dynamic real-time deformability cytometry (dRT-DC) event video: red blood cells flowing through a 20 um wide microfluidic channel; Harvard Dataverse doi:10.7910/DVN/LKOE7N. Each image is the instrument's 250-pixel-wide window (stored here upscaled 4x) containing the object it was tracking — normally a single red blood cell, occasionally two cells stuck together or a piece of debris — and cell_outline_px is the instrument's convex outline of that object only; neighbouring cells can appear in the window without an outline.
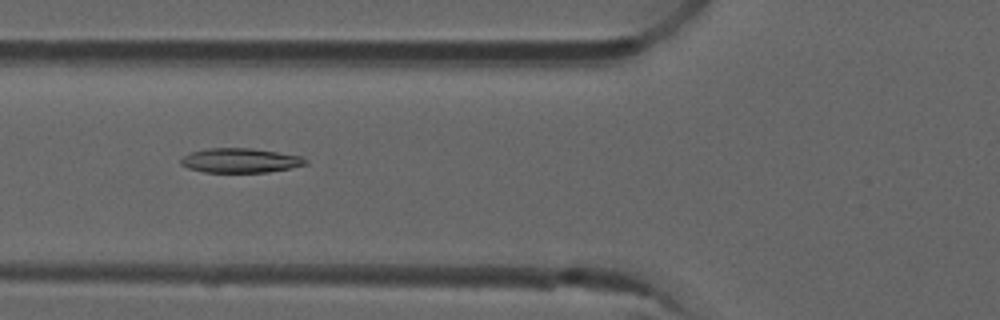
{"species": "common noctule bat (a hibernating species)", "species_latin": "Nyctalus noctula", "temperature_condition": "room temperature", "stored_images_in_passage": 50, "camera_frame_rate_fps": 3000, "um_per_image_px": 0.085, "animal": {"sex": "male", "forearm_length_mm": 52.5}, "frame": {"image": 1, "passage_image": 18, "time_ms": 5.667, "image_size_px": [1000, 320], "cell_outline_px": [[308, 164], [268, 172], [204, 172], [188, 168], [180, 164], [180, 160], [188, 152], [208, 148], [252, 148], [304, 156], [308, 160]], "centroid_in_image_um": [20.43, 13.63], "position_along_channel_um": 105.4, "area_um2": 17.92}}
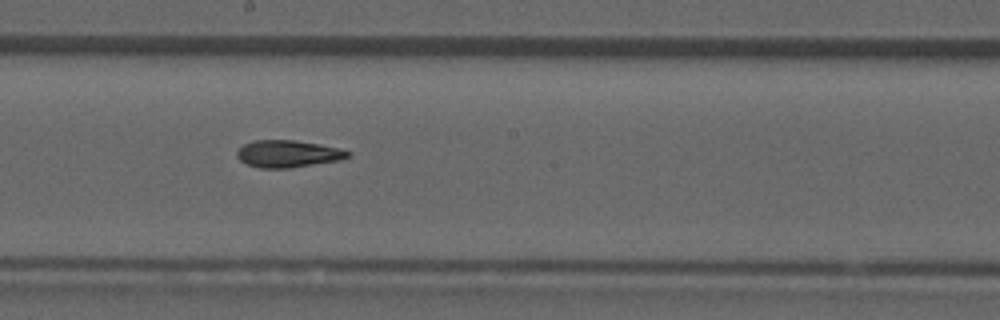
{"frame": {"image": 2, "passage_image": 27, "time_ms": 8.667, "image_size_px": [1000, 320], "cell_outline_px": [[352, 156], [340, 160], [288, 168], [260, 168], [244, 164], [236, 156], [236, 152], [244, 144], [252, 140], [292, 140], [320, 144], [340, 148], [352, 152]], "centroid_in_image_um": [24.48, 13.07], "position_along_channel_um": 223.7, "area_um2": 17.69}}
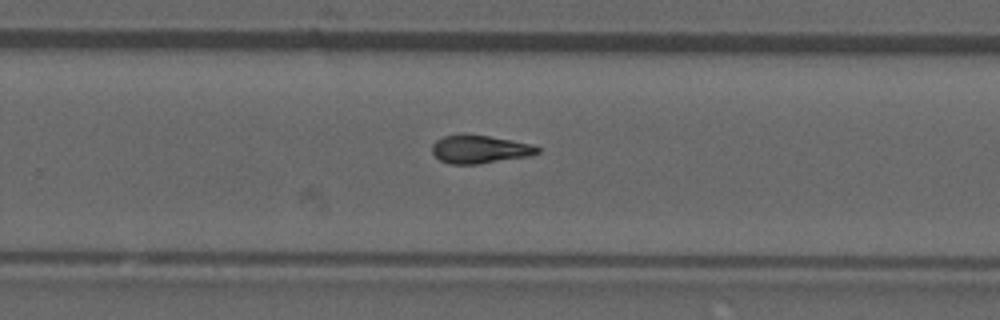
{"frame": {"image": 3, "passage_image": 32, "time_ms": 10.333, "image_size_px": [1000, 320], "cell_outline_px": [[540, 152], [528, 156], [480, 164], [448, 164], [440, 160], [432, 152], [432, 144], [436, 140], [444, 136], [460, 132], [464, 132], [512, 140], [532, 144], [540, 148]], "centroid_in_image_um": [40.74, 12.66], "position_along_channel_um": 289.1, "area_um2": 17.63}, "authors_computed_cell_mechanics": {"area_um2": 17.6868, "velocity_mm_per_s": 3.9371, "shape_relaxation_time_tau1_ms": null, "shape_relaxation_time_tau2_ms": 6.2905, "deformation_change_tau1": null, "deformation_change_tau2": 0.1597}}